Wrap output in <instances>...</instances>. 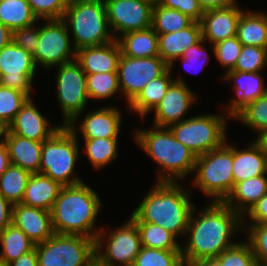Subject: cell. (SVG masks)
I'll use <instances>...</instances> for the list:
<instances>
[{
  "label": "cell",
  "instance_id": "d590c367",
  "mask_svg": "<svg viewBox=\"0 0 267 266\" xmlns=\"http://www.w3.org/2000/svg\"><path fill=\"white\" fill-rule=\"evenodd\" d=\"M85 152L95 169H101L110 162H114L118 156V138L84 139Z\"/></svg>",
  "mask_w": 267,
  "mask_h": 266
},
{
  "label": "cell",
  "instance_id": "83f0119b",
  "mask_svg": "<svg viewBox=\"0 0 267 266\" xmlns=\"http://www.w3.org/2000/svg\"><path fill=\"white\" fill-rule=\"evenodd\" d=\"M121 55L133 58H150L159 56L158 34L149 27L125 33L116 37Z\"/></svg>",
  "mask_w": 267,
  "mask_h": 266
},
{
  "label": "cell",
  "instance_id": "f5cc1de1",
  "mask_svg": "<svg viewBox=\"0 0 267 266\" xmlns=\"http://www.w3.org/2000/svg\"><path fill=\"white\" fill-rule=\"evenodd\" d=\"M6 266H38V258L35 248L29 253L22 255L18 259L8 263Z\"/></svg>",
  "mask_w": 267,
  "mask_h": 266
},
{
  "label": "cell",
  "instance_id": "30bf717a",
  "mask_svg": "<svg viewBox=\"0 0 267 266\" xmlns=\"http://www.w3.org/2000/svg\"><path fill=\"white\" fill-rule=\"evenodd\" d=\"M105 234L103 226L95 239V258L105 266H133L142 247L135 222L129 217L125 224L109 231L103 248Z\"/></svg>",
  "mask_w": 267,
  "mask_h": 266
},
{
  "label": "cell",
  "instance_id": "d6a6232c",
  "mask_svg": "<svg viewBox=\"0 0 267 266\" xmlns=\"http://www.w3.org/2000/svg\"><path fill=\"white\" fill-rule=\"evenodd\" d=\"M31 173L10 165L0 176V194L12 205L21 203Z\"/></svg>",
  "mask_w": 267,
  "mask_h": 266
},
{
  "label": "cell",
  "instance_id": "ffe728a7",
  "mask_svg": "<svg viewBox=\"0 0 267 266\" xmlns=\"http://www.w3.org/2000/svg\"><path fill=\"white\" fill-rule=\"evenodd\" d=\"M261 72H244L230 70L225 72L223 80H231L237 98L230 99L229 105L225 108L232 118L248 103L257 100L267 92L264 78Z\"/></svg>",
  "mask_w": 267,
  "mask_h": 266
},
{
  "label": "cell",
  "instance_id": "9c48e42d",
  "mask_svg": "<svg viewBox=\"0 0 267 266\" xmlns=\"http://www.w3.org/2000/svg\"><path fill=\"white\" fill-rule=\"evenodd\" d=\"M38 266H87L95 258V239L53 234L34 246Z\"/></svg>",
  "mask_w": 267,
  "mask_h": 266
},
{
  "label": "cell",
  "instance_id": "484cf974",
  "mask_svg": "<svg viewBox=\"0 0 267 266\" xmlns=\"http://www.w3.org/2000/svg\"><path fill=\"white\" fill-rule=\"evenodd\" d=\"M267 173L234 184L227 198L223 201L243 217L251 207L267 193Z\"/></svg>",
  "mask_w": 267,
  "mask_h": 266
},
{
  "label": "cell",
  "instance_id": "680465c9",
  "mask_svg": "<svg viewBox=\"0 0 267 266\" xmlns=\"http://www.w3.org/2000/svg\"><path fill=\"white\" fill-rule=\"evenodd\" d=\"M7 127L0 121V142L1 138L4 137Z\"/></svg>",
  "mask_w": 267,
  "mask_h": 266
},
{
  "label": "cell",
  "instance_id": "836d02e7",
  "mask_svg": "<svg viewBox=\"0 0 267 266\" xmlns=\"http://www.w3.org/2000/svg\"><path fill=\"white\" fill-rule=\"evenodd\" d=\"M194 21L179 10L153 5L152 28L157 34L177 32L189 27Z\"/></svg>",
  "mask_w": 267,
  "mask_h": 266
},
{
  "label": "cell",
  "instance_id": "d4e9b609",
  "mask_svg": "<svg viewBox=\"0 0 267 266\" xmlns=\"http://www.w3.org/2000/svg\"><path fill=\"white\" fill-rule=\"evenodd\" d=\"M232 170L234 184L267 173V154L256 139L243 150L233 145Z\"/></svg>",
  "mask_w": 267,
  "mask_h": 266
},
{
  "label": "cell",
  "instance_id": "44dd1931",
  "mask_svg": "<svg viewBox=\"0 0 267 266\" xmlns=\"http://www.w3.org/2000/svg\"><path fill=\"white\" fill-rule=\"evenodd\" d=\"M121 50L117 40L76 50V61L86 74L117 72Z\"/></svg>",
  "mask_w": 267,
  "mask_h": 266
},
{
  "label": "cell",
  "instance_id": "c3c4849f",
  "mask_svg": "<svg viewBox=\"0 0 267 266\" xmlns=\"http://www.w3.org/2000/svg\"><path fill=\"white\" fill-rule=\"evenodd\" d=\"M33 24L13 31V42L21 48H24L31 55H34L39 42V27Z\"/></svg>",
  "mask_w": 267,
  "mask_h": 266
},
{
  "label": "cell",
  "instance_id": "ac0fdd59",
  "mask_svg": "<svg viewBox=\"0 0 267 266\" xmlns=\"http://www.w3.org/2000/svg\"><path fill=\"white\" fill-rule=\"evenodd\" d=\"M38 110L32 97L28 98L7 129L20 137L34 141L49 139L61 126L52 127Z\"/></svg>",
  "mask_w": 267,
  "mask_h": 266
},
{
  "label": "cell",
  "instance_id": "db71d44e",
  "mask_svg": "<svg viewBox=\"0 0 267 266\" xmlns=\"http://www.w3.org/2000/svg\"><path fill=\"white\" fill-rule=\"evenodd\" d=\"M11 165L8 147L4 141L0 142V176Z\"/></svg>",
  "mask_w": 267,
  "mask_h": 266
},
{
  "label": "cell",
  "instance_id": "1f68e13d",
  "mask_svg": "<svg viewBox=\"0 0 267 266\" xmlns=\"http://www.w3.org/2000/svg\"><path fill=\"white\" fill-rule=\"evenodd\" d=\"M27 0H0V23L11 31L37 23Z\"/></svg>",
  "mask_w": 267,
  "mask_h": 266
},
{
  "label": "cell",
  "instance_id": "7dc6e473",
  "mask_svg": "<svg viewBox=\"0 0 267 266\" xmlns=\"http://www.w3.org/2000/svg\"><path fill=\"white\" fill-rule=\"evenodd\" d=\"M157 4L169 9L179 10L194 22H200L204 13L198 0H158Z\"/></svg>",
  "mask_w": 267,
  "mask_h": 266
},
{
  "label": "cell",
  "instance_id": "7a4b0ae2",
  "mask_svg": "<svg viewBox=\"0 0 267 266\" xmlns=\"http://www.w3.org/2000/svg\"><path fill=\"white\" fill-rule=\"evenodd\" d=\"M193 208L189 191L181 182L156 181L130 218L159 225L177 238L185 236Z\"/></svg>",
  "mask_w": 267,
  "mask_h": 266
},
{
  "label": "cell",
  "instance_id": "681fc988",
  "mask_svg": "<svg viewBox=\"0 0 267 266\" xmlns=\"http://www.w3.org/2000/svg\"><path fill=\"white\" fill-rule=\"evenodd\" d=\"M246 215L251 220L250 224H267V193L251 207Z\"/></svg>",
  "mask_w": 267,
  "mask_h": 266
},
{
  "label": "cell",
  "instance_id": "d6986e66",
  "mask_svg": "<svg viewBox=\"0 0 267 266\" xmlns=\"http://www.w3.org/2000/svg\"><path fill=\"white\" fill-rule=\"evenodd\" d=\"M12 224L22 230L35 245L54 234L51 212L22 203L12 207Z\"/></svg>",
  "mask_w": 267,
  "mask_h": 266
},
{
  "label": "cell",
  "instance_id": "ee69618b",
  "mask_svg": "<svg viewBox=\"0 0 267 266\" xmlns=\"http://www.w3.org/2000/svg\"><path fill=\"white\" fill-rule=\"evenodd\" d=\"M247 241L252 248L256 262L267 266V224H250Z\"/></svg>",
  "mask_w": 267,
  "mask_h": 266
},
{
  "label": "cell",
  "instance_id": "52a82bcc",
  "mask_svg": "<svg viewBox=\"0 0 267 266\" xmlns=\"http://www.w3.org/2000/svg\"><path fill=\"white\" fill-rule=\"evenodd\" d=\"M229 144L196 157L192 183L214 202H223L234 187L233 146Z\"/></svg>",
  "mask_w": 267,
  "mask_h": 266
},
{
  "label": "cell",
  "instance_id": "60d3db41",
  "mask_svg": "<svg viewBox=\"0 0 267 266\" xmlns=\"http://www.w3.org/2000/svg\"><path fill=\"white\" fill-rule=\"evenodd\" d=\"M267 65V48L243 45L235 71L261 72Z\"/></svg>",
  "mask_w": 267,
  "mask_h": 266
},
{
  "label": "cell",
  "instance_id": "ab89813d",
  "mask_svg": "<svg viewBox=\"0 0 267 266\" xmlns=\"http://www.w3.org/2000/svg\"><path fill=\"white\" fill-rule=\"evenodd\" d=\"M29 97L19 90L0 85V121L8 127Z\"/></svg>",
  "mask_w": 267,
  "mask_h": 266
},
{
  "label": "cell",
  "instance_id": "6f0895ef",
  "mask_svg": "<svg viewBox=\"0 0 267 266\" xmlns=\"http://www.w3.org/2000/svg\"><path fill=\"white\" fill-rule=\"evenodd\" d=\"M256 137V140L260 143L264 152L267 154V130Z\"/></svg>",
  "mask_w": 267,
  "mask_h": 266
},
{
  "label": "cell",
  "instance_id": "ba28073f",
  "mask_svg": "<svg viewBox=\"0 0 267 266\" xmlns=\"http://www.w3.org/2000/svg\"><path fill=\"white\" fill-rule=\"evenodd\" d=\"M232 117L204 114L189 117L169 127L175 138L196 156L221 147L226 140V122Z\"/></svg>",
  "mask_w": 267,
  "mask_h": 266
},
{
  "label": "cell",
  "instance_id": "6da1fadb",
  "mask_svg": "<svg viewBox=\"0 0 267 266\" xmlns=\"http://www.w3.org/2000/svg\"><path fill=\"white\" fill-rule=\"evenodd\" d=\"M195 207L189 217L186 244L181 246L184 266H190L198 260L216 258L237 244L231 237L239 229L246 228H243V217L224 202L211 201L198 212L200 215L196 214Z\"/></svg>",
  "mask_w": 267,
  "mask_h": 266
},
{
  "label": "cell",
  "instance_id": "5b68a950",
  "mask_svg": "<svg viewBox=\"0 0 267 266\" xmlns=\"http://www.w3.org/2000/svg\"><path fill=\"white\" fill-rule=\"evenodd\" d=\"M62 20L72 32L75 50L115 40L110 34L104 0H69Z\"/></svg>",
  "mask_w": 267,
  "mask_h": 266
},
{
  "label": "cell",
  "instance_id": "9a60e30c",
  "mask_svg": "<svg viewBox=\"0 0 267 266\" xmlns=\"http://www.w3.org/2000/svg\"><path fill=\"white\" fill-rule=\"evenodd\" d=\"M108 24L114 38L152 26V3L146 0H104ZM115 31V32H114Z\"/></svg>",
  "mask_w": 267,
  "mask_h": 266
},
{
  "label": "cell",
  "instance_id": "94428289",
  "mask_svg": "<svg viewBox=\"0 0 267 266\" xmlns=\"http://www.w3.org/2000/svg\"><path fill=\"white\" fill-rule=\"evenodd\" d=\"M146 1H148V2H150L152 4H156L158 0H146Z\"/></svg>",
  "mask_w": 267,
  "mask_h": 266
},
{
  "label": "cell",
  "instance_id": "8d00e7d4",
  "mask_svg": "<svg viewBox=\"0 0 267 266\" xmlns=\"http://www.w3.org/2000/svg\"><path fill=\"white\" fill-rule=\"evenodd\" d=\"M89 99L103 100L121 93L117 72L86 74Z\"/></svg>",
  "mask_w": 267,
  "mask_h": 266
},
{
  "label": "cell",
  "instance_id": "5bb4252c",
  "mask_svg": "<svg viewBox=\"0 0 267 266\" xmlns=\"http://www.w3.org/2000/svg\"><path fill=\"white\" fill-rule=\"evenodd\" d=\"M36 65L31 55L13 41L0 49V85L19 90L31 98Z\"/></svg>",
  "mask_w": 267,
  "mask_h": 266
},
{
  "label": "cell",
  "instance_id": "f1b7e54d",
  "mask_svg": "<svg viewBox=\"0 0 267 266\" xmlns=\"http://www.w3.org/2000/svg\"><path fill=\"white\" fill-rule=\"evenodd\" d=\"M170 68L160 77L150 81L138 95L127 105L134 113H138L141 118H145L149 112L153 111L166 95L169 86L174 82Z\"/></svg>",
  "mask_w": 267,
  "mask_h": 266
},
{
  "label": "cell",
  "instance_id": "7c38bea8",
  "mask_svg": "<svg viewBox=\"0 0 267 266\" xmlns=\"http://www.w3.org/2000/svg\"><path fill=\"white\" fill-rule=\"evenodd\" d=\"M39 26L38 47L33 55L36 67L44 69L60 66L76 59V50L71 45L70 31L62 19L45 20ZM73 49V50H72Z\"/></svg>",
  "mask_w": 267,
  "mask_h": 266
},
{
  "label": "cell",
  "instance_id": "f35d334b",
  "mask_svg": "<svg viewBox=\"0 0 267 266\" xmlns=\"http://www.w3.org/2000/svg\"><path fill=\"white\" fill-rule=\"evenodd\" d=\"M133 266H184L181 250L141 247Z\"/></svg>",
  "mask_w": 267,
  "mask_h": 266
},
{
  "label": "cell",
  "instance_id": "11a10c76",
  "mask_svg": "<svg viewBox=\"0 0 267 266\" xmlns=\"http://www.w3.org/2000/svg\"><path fill=\"white\" fill-rule=\"evenodd\" d=\"M13 31L0 23V49L9 45L13 40Z\"/></svg>",
  "mask_w": 267,
  "mask_h": 266
},
{
  "label": "cell",
  "instance_id": "9f6ffc18",
  "mask_svg": "<svg viewBox=\"0 0 267 266\" xmlns=\"http://www.w3.org/2000/svg\"><path fill=\"white\" fill-rule=\"evenodd\" d=\"M190 266H223L217 258H206L192 263Z\"/></svg>",
  "mask_w": 267,
  "mask_h": 266
},
{
  "label": "cell",
  "instance_id": "4316f807",
  "mask_svg": "<svg viewBox=\"0 0 267 266\" xmlns=\"http://www.w3.org/2000/svg\"><path fill=\"white\" fill-rule=\"evenodd\" d=\"M62 187L41 173L31 174L21 203L51 212Z\"/></svg>",
  "mask_w": 267,
  "mask_h": 266
},
{
  "label": "cell",
  "instance_id": "3957f363",
  "mask_svg": "<svg viewBox=\"0 0 267 266\" xmlns=\"http://www.w3.org/2000/svg\"><path fill=\"white\" fill-rule=\"evenodd\" d=\"M101 206L97 192L84 182L62 187L51 209L54 233L96 239L101 228L97 230L95 222Z\"/></svg>",
  "mask_w": 267,
  "mask_h": 266
},
{
  "label": "cell",
  "instance_id": "74e56055",
  "mask_svg": "<svg viewBox=\"0 0 267 266\" xmlns=\"http://www.w3.org/2000/svg\"><path fill=\"white\" fill-rule=\"evenodd\" d=\"M244 125L257 131L258 136L267 130V92L248 103L234 117Z\"/></svg>",
  "mask_w": 267,
  "mask_h": 266
},
{
  "label": "cell",
  "instance_id": "b9f144b4",
  "mask_svg": "<svg viewBox=\"0 0 267 266\" xmlns=\"http://www.w3.org/2000/svg\"><path fill=\"white\" fill-rule=\"evenodd\" d=\"M223 266H258L251 245L238 242L216 257Z\"/></svg>",
  "mask_w": 267,
  "mask_h": 266
},
{
  "label": "cell",
  "instance_id": "7bdbcfd3",
  "mask_svg": "<svg viewBox=\"0 0 267 266\" xmlns=\"http://www.w3.org/2000/svg\"><path fill=\"white\" fill-rule=\"evenodd\" d=\"M211 46L217 62L222 65L226 72L233 70L243 46L238 38L235 36Z\"/></svg>",
  "mask_w": 267,
  "mask_h": 266
},
{
  "label": "cell",
  "instance_id": "e575fe53",
  "mask_svg": "<svg viewBox=\"0 0 267 266\" xmlns=\"http://www.w3.org/2000/svg\"><path fill=\"white\" fill-rule=\"evenodd\" d=\"M135 224L139 230L142 247L181 250V245L176 237L161 226L144 222H135Z\"/></svg>",
  "mask_w": 267,
  "mask_h": 266
},
{
  "label": "cell",
  "instance_id": "8fae6325",
  "mask_svg": "<svg viewBox=\"0 0 267 266\" xmlns=\"http://www.w3.org/2000/svg\"><path fill=\"white\" fill-rule=\"evenodd\" d=\"M57 67L56 97L63 114V126L76 127L77 120L89 100L86 73L76 60Z\"/></svg>",
  "mask_w": 267,
  "mask_h": 266
},
{
  "label": "cell",
  "instance_id": "4fadbf2b",
  "mask_svg": "<svg viewBox=\"0 0 267 266\" xmlns=\"http://www.w3.org/2000/svg\"><path fill=\"white\" fill-rule=\"evenodd\" d=\"M169 65L160 57L133 58L121 55L118 65V81L122 96L129 104L153 79L163 75Z\"/></svg>",
  "mask_w": 267,
  "mask_h": 266
},
{
  "label": "cell",
  "instance_id": "4dcf8cb0",
  "mask_svg": "<svg viewBox=\"0 0 267 266\" xmlns=\"http://www.w3.org/2000/svg\"><path fill=\"white\" fill-rule=\"evenodd\" d=\"M0 244L2 245L0 264L4 265L29 253L35 246L28 236L13 224L7 226L0 232Z\"/></svg>",
  "mask_w": 267,
  "mask_h": 266
},
{
  "label": "cell",
  "instance_id": "7402d4cb",
  "mask_svg": "<svg viewBox=\"0 0 267 266\" xmlns=\"http://www.w3.org/2000/svg\"><path fill=\"white\" fill-rule=\"evenodd\" d=\"M121 123L120 110L104 106L87 113L78 127L84 139L119 138Z\"/></svg>",
  "mask_w": 267,
  "mask_h": 266
},
{
  "label": "cell",
  "instance_id": "8992f818",
  "mask_svg": "<svg viewBox=\"0 0 267 266\" xmlns=\"http://www.w3.org/2000/svg\"><path fill=\"white\" fill-rule=\"evenodd\" d=\"M77 128L63 126L43 141L39 173L61 186L76 185L83 180L73 176L79 155Z\"/></svg>",
  "mask_w": 267,
  "mask_h": 266
},
{
  "label": "cell",
  "instance_id": "f546056e",
  "mask_svg": "<svg viewBox=\"0 0 267 266\" xmlns=\"http://www.w3.org/2000/svg\"><path fill=\"white\" fill-rule=\"evenodd\" d=\"M236 37L242 45L267 48V14L244 10L239 18Z\"/></svg>",
  "mask_w": 267,
  "mask_h": 266
},
{
  "label": "cell",
  "instance_id": "91938a15",
  "mask_svg": "<svg viewBox=\"0 0 267 266\" xmlns=\"http://www.w3.org/2000/svg\"><path fill=\"white\" fill-rule=\"evenodd\" d=\"M87 266H105V265H103L96 258H94Z\"/></svg>",
  "mask_w": 267,
  "mask_h": 266
},
{
  "label": "cell",
  "instance_id": "816d5d0a",
  "mask_svg": "<svg viewBox=\"0 0 267 266\" xmlns=\"http://www.w3.org/2000/svg\"><path fill=\"white\" fill-rule=\"evenodd\" d=\"M203 11L237 5L236 0H198Z\"/></svg>",
  "mask_w": 267,
  "mask_h": 266
},
{
  "label": "cell",
  "instance_id": "bcb514c9",
  "mask_svg": "<svg viewBox=\"0 0 267 266\" xmlns=\"http://www.w3.org/2000/svg\"><path fill=\"white\" fill-rule=\"evenodd\" d=\"M203 42L205 43L206 41L202 38L198 43H196L193 46H190L188 49L185 50L183 55L180 57L181 63L184 66V68L188 71H191V69L194 68V70H198L199 67L200 69H203V65L205 66L209 58L208 57V51L203 46ZM204 59V61L202 59ZM202 60V62H201ZM201 62V63H199ZM194 64V65H193ZM193 67V68H191ZM196 67V68H195ZM191 68V69H190ZM201 69V70H202ZM199 70V71H201ZM196 73V71H194Z\"/></svg>",
  "mask_w": 267,
  "mask_h": 266
},
{
  "label": "cell",
  "instance_id": "277c9868",
  "mask_svg": "<svg viewBox=\"0 0 267 266\" xmlns=\"http://www.w3.org/2000/svg\"><path fill=\"white\" fill-rule=\"evenodd\" d=\"M134 134L136 144L162 169L157 181L178 182L194 171L197 156L168 127L153 125L151 130L138 129Z\"/></svg>",
  "mask_w": 267,
  "mask_h": 266
},
{
  "label": "cell",
  "instance_id": "f6af8a7d",
  "mask_svg": "<svg viewBox=\"0 0 267 266\" xmlns=\"http://www.w3.org/2000/svg\"><path fill=\"white\" fill-rule=\"evenodd\" d=\"M39 20L62 19L69 0H27Z\"/></svg>",
  "mask_w": 267,
  "mask_h": 266
},
{
  "label": "cell",
  "instance_id": "2e32d148",
  "mask_svg": "<svg viewBox=\"0 0 267 266\" xmlns=\"http://www.w3.org/2000/svg\"><path fill=\"white\" fill-rule=\"evenodd\" d=\"M178 77L174 79L166 95L153 110L155 126L169 128L171 125L187 119L184 116L197 99L187 83L180 76Z\"/></svg>",
  "mask_w": 267,
  "mask_h": 266
},
{
  "label": "cell",
  "instance_id": "f907efd6",
  "mask_svg": "<svg viewBox=\"0 0 267 266\" xmlns=\"http://www.w3.org/2000/svg\"><path fill=\"white\" fill-rule=\"evenodd\" d=\"M13 205L0 194V232L12 224Z\"/></svg>",
  "mask_w": 267,
  "mask_h": 266
},
{
  "label": "cell",
  "instance_id": "603a6c76",
  "mask_svg": "<svg viewBox=\"0 0 267 266\" xmlns=\"http://www.w3.org/2000/svg\"><path fill=\"white\" fill-rule=\"evenodd\" d=\"M158 38L159 56L172 70L173 64L180 59L185 50L202 39L200 22H193L186 29L177 32L158 34Z\"/></svg>",
  "mask_w": 267,
  "mask_h": 266
},
{
  "label": "cell",
  "instance_id": "e0dca14e",
  "mask_svg": "<svg viewBox=\"0 0 267 266\" xmlns=\"http://www.w3.org/2000/svg\"><path fill=\"white\" fill-rule=\"evenodd\" d=\"M238 5L227 8L206 10L201 18L202 38L215 45L216 43L236 36L241 13Z\"/></svg>",
  "mask_w": 267,
  "mask_h": 266
},
{
  "label": "cell",
  "instance_id": "cb8c5ba5",
  "mask_svg": "<svg viewBox=\"0 0 267 266\" xmlns=\"http://www.w3.org/2000/svg\"><path fill=\"white\" fill-rule=\"evenodd\" d=\"M4 143L8 147L10 162L31 174L39 173L43 141L20 137L6 129Z\"/></svg>",
  "mask_w": 267,
  "mask_h": 266
}]
</instances>
